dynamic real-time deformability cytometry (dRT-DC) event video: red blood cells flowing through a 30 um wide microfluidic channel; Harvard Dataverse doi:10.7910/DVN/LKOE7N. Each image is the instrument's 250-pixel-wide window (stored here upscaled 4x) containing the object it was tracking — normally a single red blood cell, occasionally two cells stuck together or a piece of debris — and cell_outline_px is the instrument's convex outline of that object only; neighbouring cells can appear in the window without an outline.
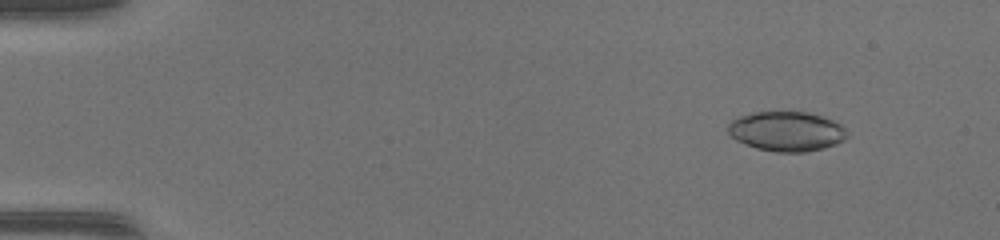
{"species": "common noctule bat (a hibernating species)", "species_latin": "Nyctalus noctula", "temperature_condition": "warm", "stored_images_in_passage": 51, "camera_frame_rate_fps": 3000, "um_per_image_px": 0.085, "animal": {"sex": "female", "body_mass_g": 17.0, "forearm_length_mm": 48.0}, "frame": {"image": 1, "passage_image": 6, "time_ms": 1.667, "image_size_px": [1000, 240], "cell_outline_px": [[848, 136], [844, 140], [836, 144], [824, 148], [804, 152], [776, 152], [756, 148], [744, 144], [736, 140], [728, 132], [728, 124], [732, 120], [740, 116], [756, 112], [808, 112], [832, 120], [840, 124], [848, 132]], "centroid_in_image_um": [66.87, 11.17], "position_along_channel_um": 18.1, "area_um2": 27.51}}
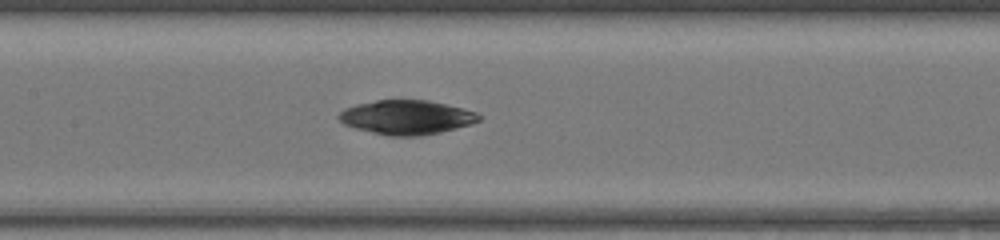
{"frame": {"image": 2, "passage_image": 26, "time_ms": 8.333, "image_size_px": [1000, 240], "cell_outline_px": [[480, 120], [472, 124], [440, 132], [420, 136], [388, 136], [356, 128], [344, 124], [336, 116], [344, 108], [356, 104], [376, 100], [428, 100], [476, 112], [480, 116]], "centroid_in_image_um": [34.53, 9.97], "position_along_channel_um": 172.9, "area_um2": 27.8}}
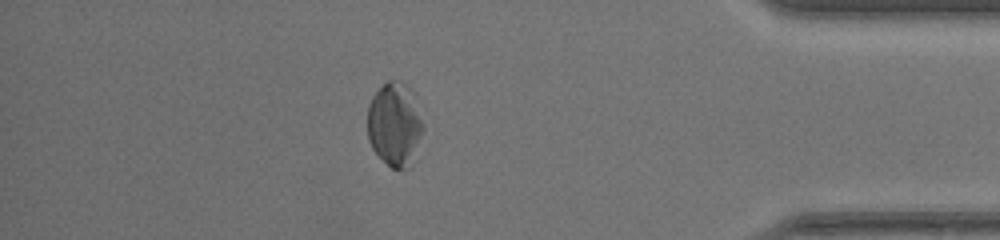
{"frame": {"image": 3, "passage_image": 45, "time_ms": 14.667, "image_size_px": [1000, 240], "cell_outline_px": [[424, 128], [412, 164], [408, 168], [392, 168], [372, 148], [368, 140], [368, 104], [372, 96], [388, 80], [400, 80], [412, 92], [424, 124]], "centroid_in_image_um": [33.56, 10.57], "position_along_channel_um": 401.6, "area_um2": 27.05}}